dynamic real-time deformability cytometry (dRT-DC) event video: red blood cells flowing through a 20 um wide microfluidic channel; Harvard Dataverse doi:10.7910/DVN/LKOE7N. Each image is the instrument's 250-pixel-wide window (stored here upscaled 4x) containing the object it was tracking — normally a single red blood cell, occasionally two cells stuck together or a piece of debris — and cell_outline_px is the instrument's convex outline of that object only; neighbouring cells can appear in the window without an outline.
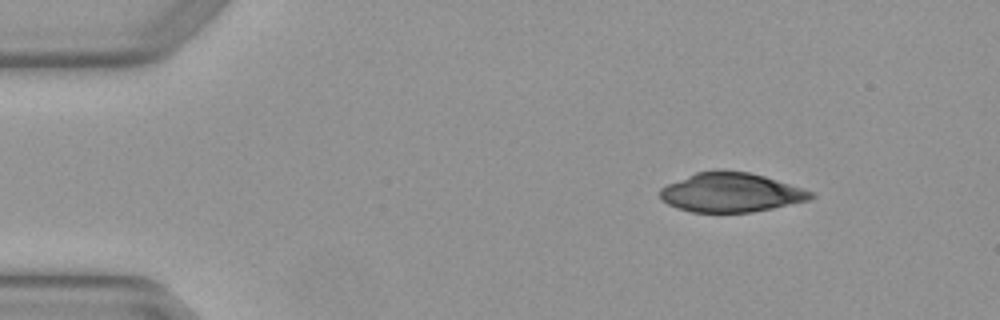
{"species": "Egyptian fruit bat (a non-hibernating species)", "species_latin": "Rousettus aegyptiacus", "temperature_condition": "warm", "stored_images_in_passage": 4, "segment_of_instrument_passage": [1, 2], "camera_frame_rate_fps": 3000, "um_per_image_px": 0.085, "animal": {"sex": "female"}, "frame": {"image": 1, "passage_image": 1, "time_ms": 0.0, "image_size_px": [1000, 320], "cell_outline_px": [[816, 196], [812, 200], [752, 212], [692, 212], [676, 208], [660, 200], [660, 188], [668, 184], [696, 172], [716, 168], [720, 168], [748, 172], [764, 176], [804, 188], [816, 192]], "centroid_in_image_um": [62.16, 16.34], "position_along_channel_um": 22.8, "area_um2": 35.03}}